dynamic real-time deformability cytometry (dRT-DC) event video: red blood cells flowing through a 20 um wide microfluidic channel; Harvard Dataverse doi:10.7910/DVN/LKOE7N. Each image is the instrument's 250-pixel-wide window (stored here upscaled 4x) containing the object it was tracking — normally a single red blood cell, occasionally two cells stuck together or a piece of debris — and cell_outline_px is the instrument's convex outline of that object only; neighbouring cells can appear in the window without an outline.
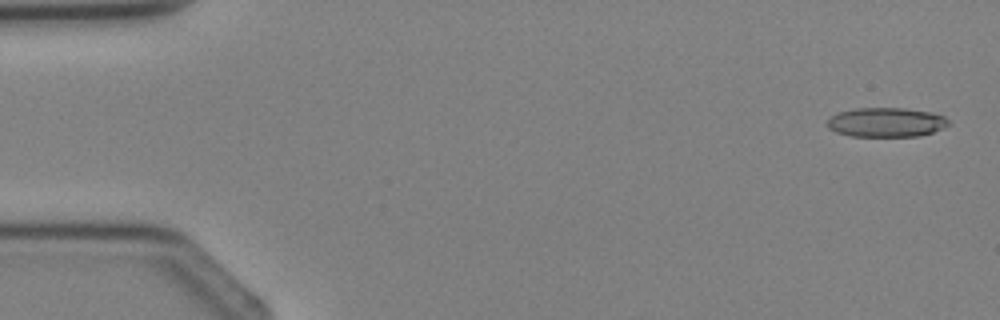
{"species": "Egyptian fruit bat (a non-hibernating species)", "species_latin": "Rousettus aegyptiacus", "temperature_condition": "cold", "stored_images_in_passage": 4, "segment_of_instrument_passage": [1, 2], "camera_frame_rate_fps": 3000, "um_per_image_px": 0.085, "animal": {"sex": "female"}, "frame": {"image": 1, "passage_image": 1, "time_ms": 0.0, "image_size_px": [1000, 320], "cell_outline_px": [[952, 124], [932, 132], [920, 136], [852, 136], [836, 132], [828, 128], [828, 120], [832, 116], [840, 112], [856, 108], [904, 108], [932, 112], [944, 116]], "centroid_in_image_um": [75.36, 10.39], "position_along_channel_um": 9.6, "area_um2": 20.69}}